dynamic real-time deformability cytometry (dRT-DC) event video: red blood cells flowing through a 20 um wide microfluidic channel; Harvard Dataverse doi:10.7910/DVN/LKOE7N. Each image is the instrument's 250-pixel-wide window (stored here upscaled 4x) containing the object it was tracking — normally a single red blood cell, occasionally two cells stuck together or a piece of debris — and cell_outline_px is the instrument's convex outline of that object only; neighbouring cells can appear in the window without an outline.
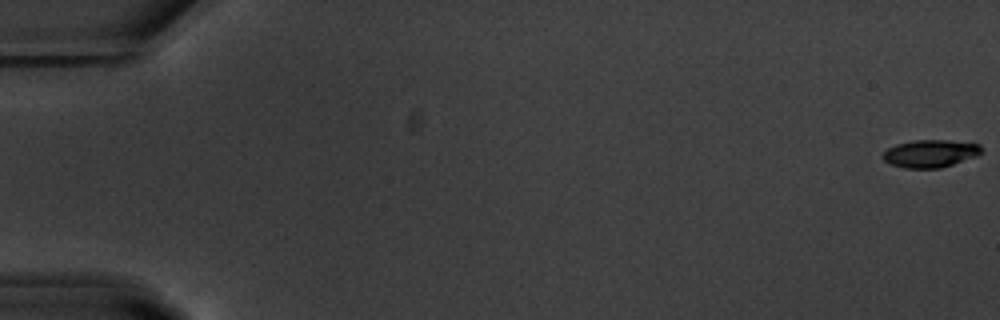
{"species": "common noctule bat (a hibernating species)", "species_latin": "Nyctalus noctula", "temperature_condition": "warm", "stored_images_in_passage": 55, "camera_frame_rate_fps": 3000, "um_per_image_px": 0.085, "animal": {"sex": "male", "body_mass_g": 20.1, "forearm_length_mm": 53.5}, "frame": {"image": 1, "passage_image": 1, "time_ms": 0.0, "image_size_px": [1000, 320], "cell_outline_px": [[984, 152], [976, 156], [940, 168], [904, 168], [892, 164], [884, 160], [880, 156], [888, 148], [896, 144], [912, 140], [948, 140], [980, 144], [984, 148]], "centroid_in_image_um": [79.09, 13.04], "position_along_channel_um": 5.9, "area_um2": 15.95}}
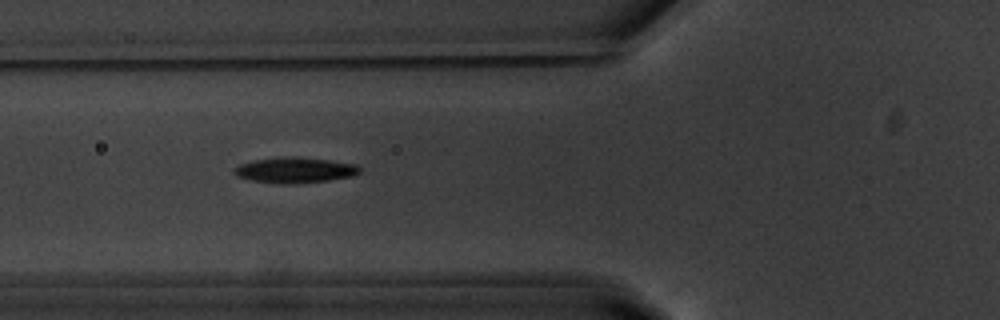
{"frame": {"image": 2, "passage_image": 22, "time_ms": 7.0, "image_size_px": [1000, 320], "cell_outline_px": [[360, 172], [352, 176], [328, 180], [296, 184], [280, 184], [252, 180], [236, 176], [232, 172], [232, 168], [240, 164], [252, 160], [280, 156], [296, 156], [328, 160], [356, 164], [360, 168]], "centroid_in_image_um": [25.01, 14.45], "position_along_channel_um": 100.8, "area_um2": 18.96}}
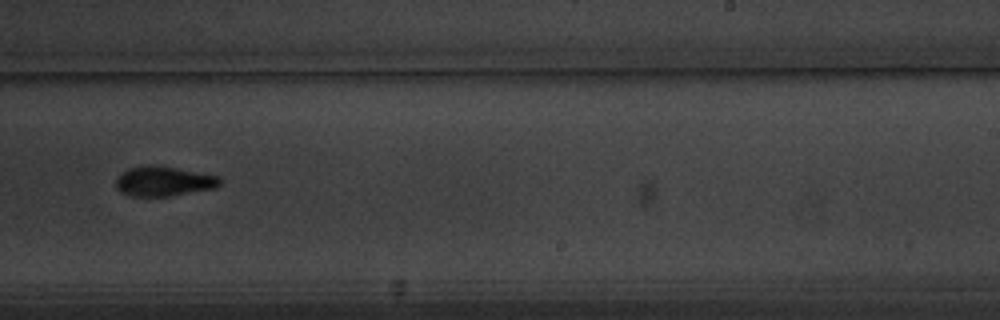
{"frame": {"image": 3, "passage_image": 36, "time_ms": 11.667, "image_size_px": [1000, 320], "cell_outline_px": [[220, 184], [216, 188], [168, 196], [132, 196], [120, 192], [116, 188], [116, 176], [120, 172], [128, 168], [148, 164], [176, 168], [220, 176]], "centroid_in_image_um": [13.87, 15.4], "position_along_channel_um": 275.1, "area_um2": 18.15}}